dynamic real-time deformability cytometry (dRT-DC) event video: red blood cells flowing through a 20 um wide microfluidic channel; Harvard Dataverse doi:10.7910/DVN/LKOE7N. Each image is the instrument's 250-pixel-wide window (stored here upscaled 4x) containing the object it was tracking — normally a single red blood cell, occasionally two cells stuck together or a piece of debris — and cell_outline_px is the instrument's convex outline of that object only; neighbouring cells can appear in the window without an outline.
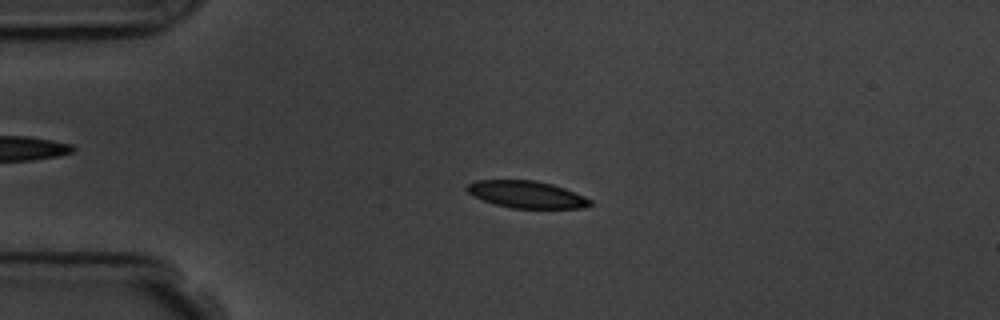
{"species": "common noctule bat (a hibernating species)", "species_latin": "Nyctalus noctula", "temperature_condition": "room temperature", "stored_images_in_passage": 56, "camera_frame_rate_fps": 3000, "um_per_image_px": 0.085, "animal": {"sex": "male", "body_mass_g": 19.5, "forearm_length_mm": 54.6}, "frame": {"image": 1, "passage_image": 13, "time_ms": 4.0, "image_size_px": [1000, 320], "cell_outline_px": [[592, 204], [584, 208], [512, 208], [496, 204], [472, 196], [464, 188], [468, 184], [476, 180], [536, 180], [552, 184], [564, 188], [584, 196], [592, 200]], "centroid_in_image_um": [44.76, 16.52], "position_along_channel_um": 40.2, "area_um2": 19.42}}
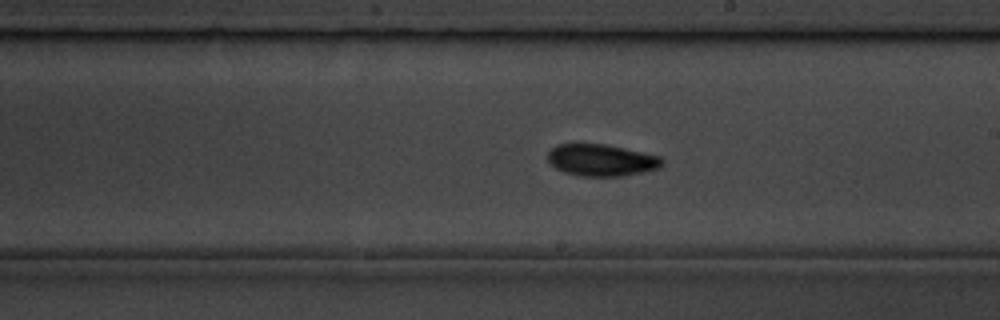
{"frame": {"image": 2, "passage_image": 32, "time_ms": 10.333, "image_size_px": [1000, 320], "cell_outline_px": [[664, 164], [660, 168], [620, 176], [580, 176], [564, 172], [556, 168], [548, 160], [548, 152], [556, 144], [604, 144], [624, 148], [660, 156], [664, 160]], "centroid_in_image_um": [51.13, 13.61], "position_along_channel_um": 237.9, "area_um2": 21.1}}
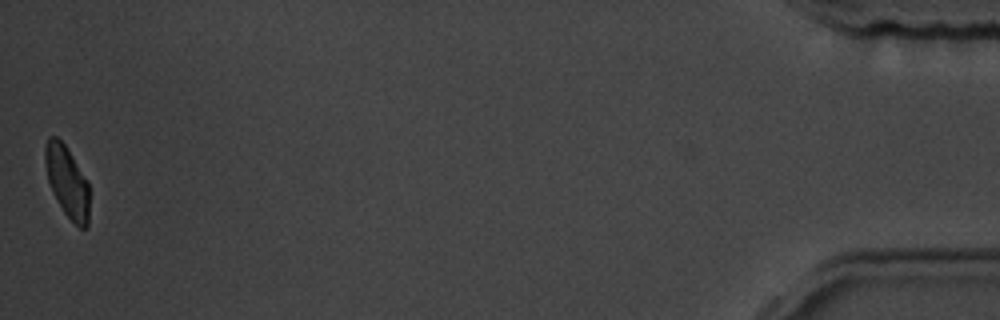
{"frame": {"image": 3, "passage_image": 56, "time_ms": 18.333, "image_size_px": [1000, 320], "cell_outline_px": [[88, 224], [84, 228], [80, 228], [64, 212], [52, 192], [48, 180], [44, 160], [44, 148], [48, 136], [56, 136], [64, 144], [88, 180]], "centroid_in_image_um": [5.68, 15.4], "position_along_channel_um": 429.5, "area_um2": 18.21}, "authors_computed_cell_mechanics": {"area_um2": 20.4612, "velocity_mm_per_s": 3.5894, "shape_relaxation_time_tau1_ms": 2.614, "shape_relaxation_time_tau2_ms": 5.2514, "deformation_change_tau1": 0.1022, "deformation_change_tau2": 0.1002}}